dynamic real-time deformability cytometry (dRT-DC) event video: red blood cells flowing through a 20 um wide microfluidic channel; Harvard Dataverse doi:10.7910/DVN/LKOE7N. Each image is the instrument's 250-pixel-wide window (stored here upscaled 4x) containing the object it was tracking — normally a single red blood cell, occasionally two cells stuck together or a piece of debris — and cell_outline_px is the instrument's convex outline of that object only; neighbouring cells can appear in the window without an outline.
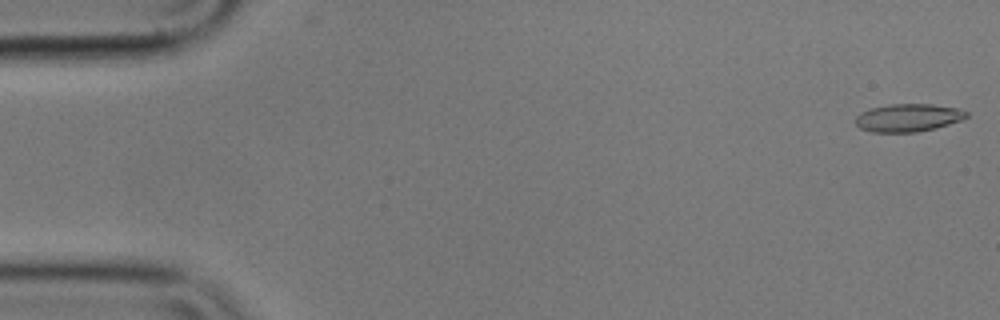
{"species": "common noctule bat (a hibernating species)", "species_latin": "Nyctalus noctula", "temperature_condition": "cold", "stored_images_in_passage": 56, "camera_frame_rate_fps": 3000, "um_per_image_px": 0.085, "animal": {"sex": "male", "body_mass_g": 17.9}, "frame": {"image": 1, "passage_image": 1, "time_ms": 0.0, "image_size_px": [1000, 320], "cell_outline_px": [[968, 116], [960, 120], [936, 128], [916, 132], [872, 132], [860, 128], [856, 124], [856, 116], [860, 112], [868, 108], [888, 104], [932, 104], [960, 108], [968, 112]], "centroid_in_image_um": [77.18, 9.99], "position_along_channel_um": 7.8, "area_um2": 18.15}}
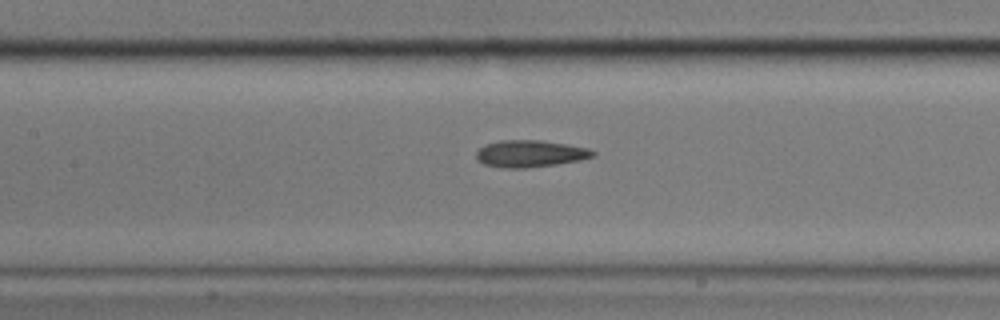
{"frame": {"image": 2, "passage_image": 25, "time_ms": 8.0, "image_size_px": [1000, 320], "cell_outline_px": [[596, 156], [580, 160], [556, 164], [524, 168], [504, 168], [484, 164], [476, 160], [476, 152], [484, 144], [500, 140], [544, 140], [568, 144], [588, 148], [596, 152]], "centroid_in_image_um": [45.06, 13.05], "position_along_channel_um": 162.3, "area_um2": 18.5}}
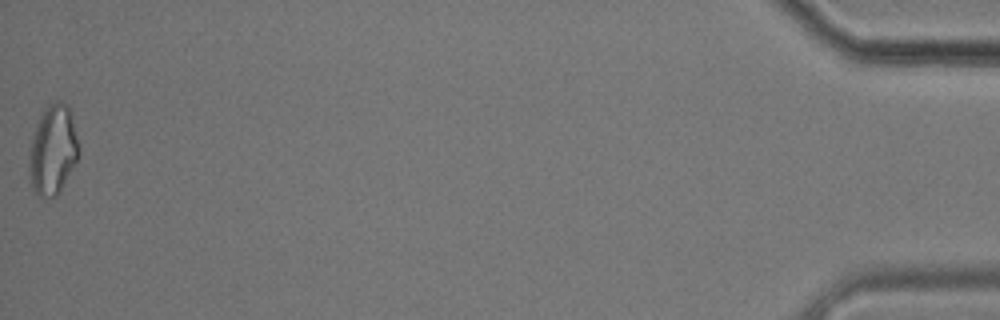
{"frame": {"image": 3, "passage_image": 56, "time_ms": 18.333, "image_size_px": [1000, 320], "cell_outline_px": [[80, 156], [60, 192], [56, 196], [44, 200], [32, 188], [28, 168], [28, 148], [32, 136], [40, 116], [44, 108], [56, 100], [60, 100], [68, 104], [72, 112], [80, 148]], "centroid_in_image_um": [4.51, 12.75], "position_along_channel_um": 430.7, "area_um2": 26.82}, "authors_computed_cell_mechanics": {"area_um2": 18.4382, "velocity_mm_per_s": 3.538, "shape_relaxation_time_tau1_ms": 4.8571, "shape_relaxation_time_tau2_ms": 4.2969, "deformation_change_tau1": 0.1273, "deformation_change_tau2": 0.136}}